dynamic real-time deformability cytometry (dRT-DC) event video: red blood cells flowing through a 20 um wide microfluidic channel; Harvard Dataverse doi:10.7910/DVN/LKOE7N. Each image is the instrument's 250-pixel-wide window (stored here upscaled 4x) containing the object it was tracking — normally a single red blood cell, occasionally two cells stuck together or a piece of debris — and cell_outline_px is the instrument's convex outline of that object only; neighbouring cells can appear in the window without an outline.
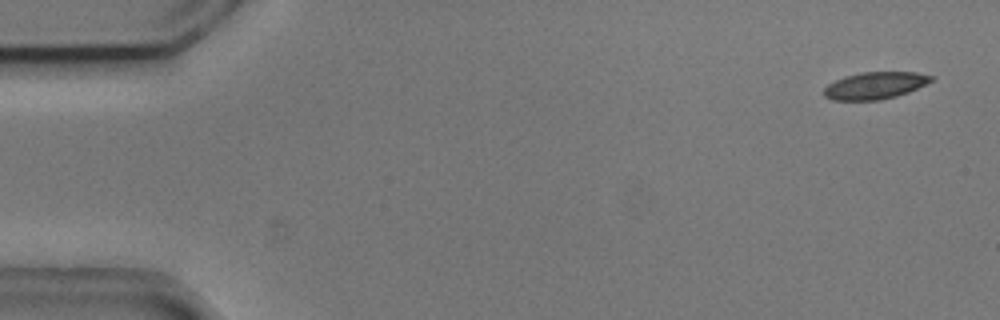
{"species": "common noctule bat (a hibernating species)", "species_latin": "Nyctalus noctula", "temperature_condition": "cold", "stored_images_in_passage": 12, "camera_frame_rate_fps": 3000, "um_per_image_px": 0.085, "animal": {"sex": "male", "body_mass_g": 20.5, "forearm_length_mm": 52.5}, "frame": {"image": 1, "passage_image": 3, "time_ms": 0.667, "image_size_px": [1000, 320], "cell_outline_px": [[936, 76], [932, 80], [908, 92], [896, 96], [880, 100], [832, 100], [824, 96], [824, 88], [828, 84], [844, 76], [860, 72], [916, 72]], "centroid_in_image_um": [74.36, 7.26], "position_along_channel_um": 10.6, "area_um2": 16.88}}